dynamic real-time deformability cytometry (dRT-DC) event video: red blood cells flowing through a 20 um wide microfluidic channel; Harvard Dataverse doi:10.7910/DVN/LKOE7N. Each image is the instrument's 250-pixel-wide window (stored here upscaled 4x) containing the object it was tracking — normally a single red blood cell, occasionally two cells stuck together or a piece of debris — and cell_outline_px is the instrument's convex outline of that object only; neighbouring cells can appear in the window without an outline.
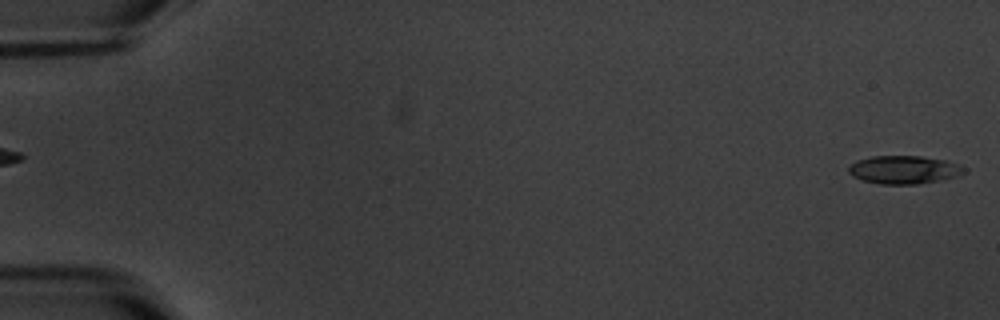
{"species": "common noctule bat (a hibernating species)", "species_latin": "Nyctalus noctula", "temperature_condition": "warm", "stored_images_in_passage": 6, "segment_of_instrument_passage": [2, 2], "camera_frame_rate_fps": 3000, "um_per_image_px": 0.085, "animal": {"sex": "male", "body_mass_g": 20.1, "forearm_length_mm": 53.5}, "frame": {"image": 1, "passage_image": 6, "time_ms": 6.667, "image_size_px": [1000, 320], "cell_outline_px": [[968, 168], [964, 172], [956, 176], [940, 180], [916, 184], [880, 184], [860, 180], [852, 176], [848, 172], [848, 168], [856, 160], [872, 156], [920, 156], [944, 160], [960, 164]], "centroid_in_image_um": [76.82, 14.43], "position_along_channel_um": 8.2, "area_um2": 19.02}}